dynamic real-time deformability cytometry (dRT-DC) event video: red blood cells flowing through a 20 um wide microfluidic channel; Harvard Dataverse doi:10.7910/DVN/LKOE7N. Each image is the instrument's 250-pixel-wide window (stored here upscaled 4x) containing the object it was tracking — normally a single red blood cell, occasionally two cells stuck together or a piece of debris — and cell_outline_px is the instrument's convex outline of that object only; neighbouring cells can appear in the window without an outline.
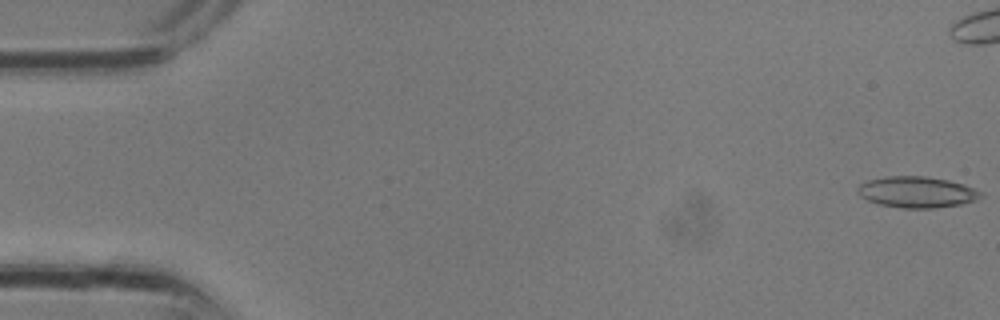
{"species": "common noctule bat (a hibernating species)", "species_latin": "Nyctalus noctula", "temperature_condition": "room temperature", "stored_images_in_passage": 20, "segment_of_instrument_passage": [1, 2], "camera_frame_rate_fps": 3000, "um_per_image_px": 0.085, "animal": {"sex": "male", "body_mass_g": 13.3}, "frame": {"image": 1, "passage_image": 1, "time_ms": 0.0, "image_size_px": [1000, 320], "cell_outline_px": [[984, 196], [976, 200], [960, 204], [932, 208], [900, 208], [880, 204], [868, 200], [860, 196], [856, 192], [856, 188], [860, 184], [868, 180], [888, 176], [924, 176], [948, 180], [964, 184], [984, 192]], "centroid_in_image_um": [77.95, 16.32], "position_along_channel_um": 7.1, "area_um2": 22.43}}
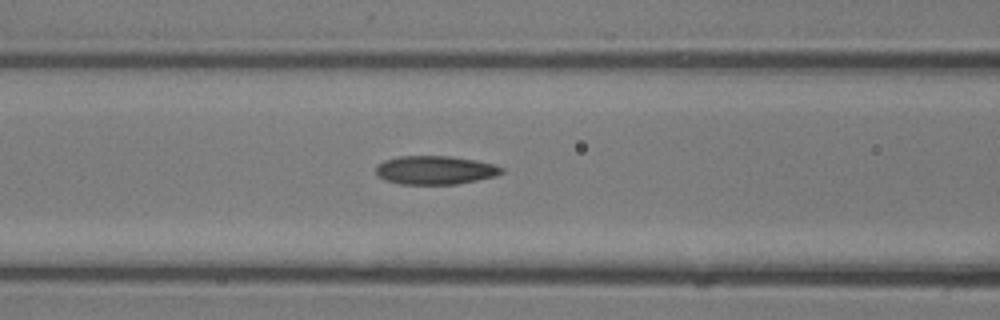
{"frame": {"image": 2, "passage_image": 13, "time_ms": 4.0, "image_size_px": [1000, 320], "cell_outline_px": [[504, 172], [496, 176], [456, 184], [400, 184], [384, 180], [376, 176], [376, 164], [384, 160], [400, 156], [448, 156], [476, 160], [496, 164], [504, 168]], "centroid_in_image_um": [36.98, 14.46], "position_along_channel_um": 129.6, "area_um2": 21.15}}
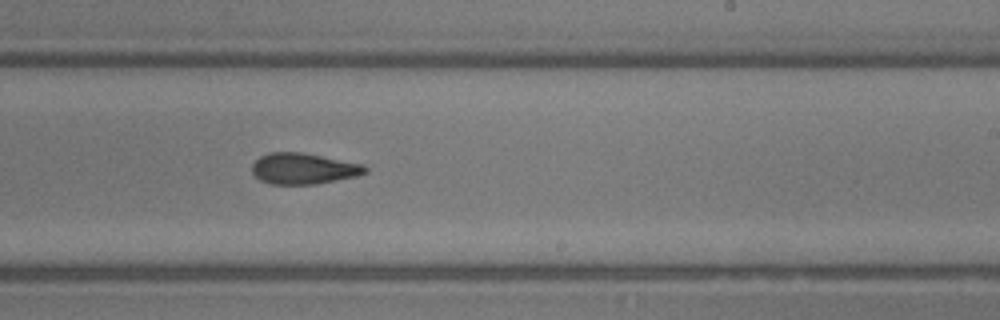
{"frame": {"image": 3, "passage_image": 19, "time_ms": 6.0, "image_size_px": [1000, 320], "cell_outline_px": [[368, 172], [356, 176], [316, 184], [272, 184], [260, 180], [252, 172], [252, 164], [260, 156], [268, 152], [304, 152], [364, 164], [368, 168]], "centroid_in_image_um": [25.81, 14.32], "position_along_channel_um": 263.2, "area_um2": 20.58}}